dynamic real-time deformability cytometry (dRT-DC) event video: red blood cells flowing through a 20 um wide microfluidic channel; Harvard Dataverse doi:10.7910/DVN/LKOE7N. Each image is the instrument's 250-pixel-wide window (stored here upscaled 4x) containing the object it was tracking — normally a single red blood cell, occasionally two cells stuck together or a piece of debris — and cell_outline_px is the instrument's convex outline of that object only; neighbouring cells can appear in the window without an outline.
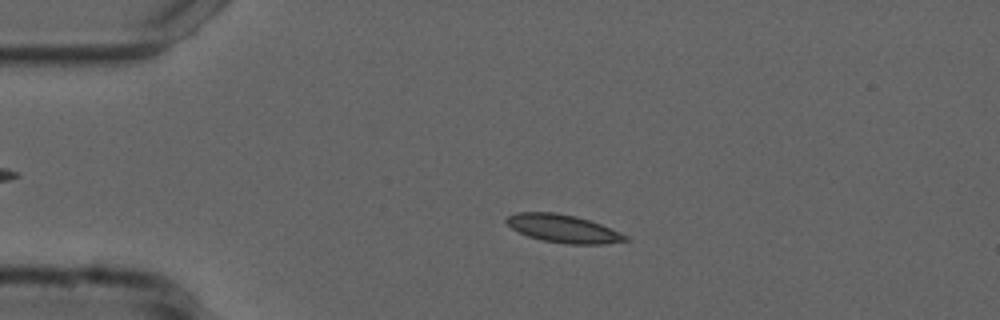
{"species": "common noctule bat (a hibernating species)", "species_latin": "Nyctalus noctula", "temperature_condition": "cold", "stored_images_in_passage": 55, "camera_frame_rate_fps": 3000, "um_per_image_px": 0.085, "animal": {"sex": "male", "forearm_length_mm": 52.5}, "frame": {"image": 1, "passage_image": 12, "time_ms": 3.667, "image_size_px": [1000, 320], "cell_outline_px": [[628, 240], [604, 244], [568, 244], [544, 240], [528, 236], [512, 228], [504, 220], [508, 216], [516, 212], [556, 212], [576, 216], [600, 224], [628, 236]], "centroid_in_image_um": [47.85, 19.42], "position_along_channel_um": 37.1, "area_um2": 19.13}}
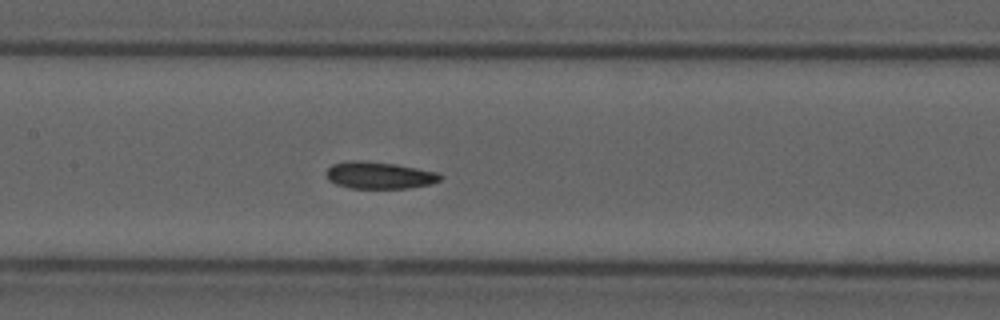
{"frame": {"image": 2, "passage_image": 26, "time_ms": 8.333, "image_size_px": [1000, 320], "cell_outline_px": [[444, 176], [440, 180], [432, 184], [408, 188], [352, 188], [336, 184], [328, 180], [328, 168], [332, 164], [352, 160], [360, 160], [396, 164], [436, 172]], "centroid_in_image_um": [32.27, 14.9], "position_along_channel_um": 175.1, "area_um2": 17.8}}
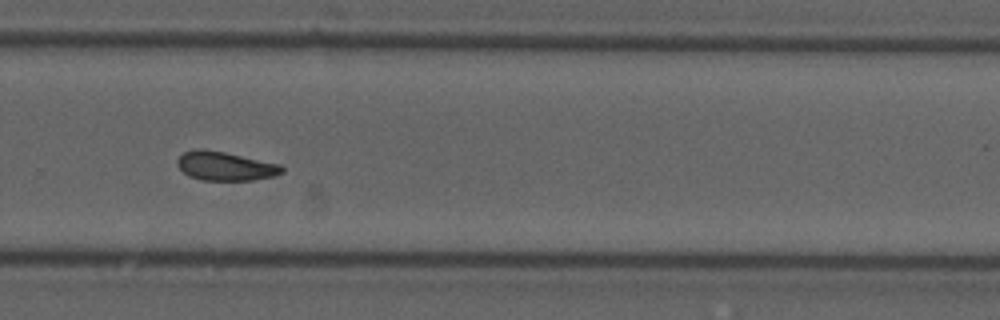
{"frame": {"image": 3, "passage_image": 37, "time_ms": 12.0, "image_size_px": [1000, 320], "cell_outline_px": [[284, 172], [276, 176], [252, 180], [200, 180], [188, 176], [176, 164], [176, 160], [184, 152], [196, 148], [204, 148], [224, 152], [280, 164], [284, 168]], "centroid_in_image_um": [19.14, 14.12], "position_along_channel_um": 310.7, "area_um2": 17.74}, "authors_computed_cell_mechanics": {"area_um2": 18.0336, "velocity_mm_per_s": 3.7095, "shape_relaxation_time_tau1_ms": null, "shape_relaxation_time_tau2_ms": 7.1955, "deformation_change_tau1": null, "deformation_change_tau2": 0.1264}}